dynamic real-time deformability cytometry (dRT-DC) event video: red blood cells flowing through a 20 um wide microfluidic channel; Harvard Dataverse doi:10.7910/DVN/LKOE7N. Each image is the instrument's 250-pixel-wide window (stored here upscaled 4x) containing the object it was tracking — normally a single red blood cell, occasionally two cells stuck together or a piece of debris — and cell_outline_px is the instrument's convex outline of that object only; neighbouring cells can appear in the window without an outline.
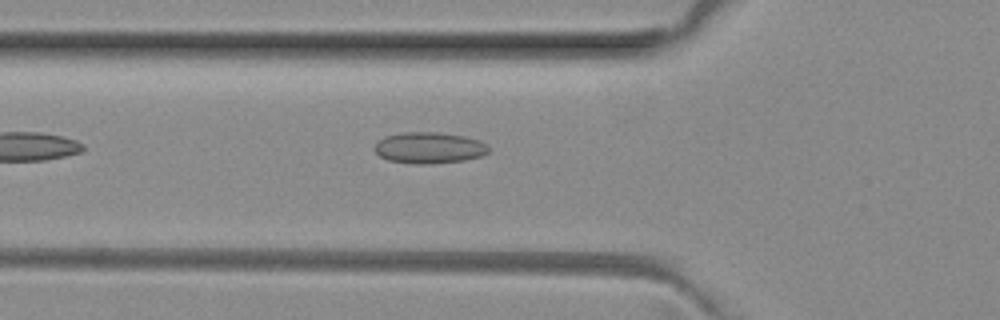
{"species": "common noctule bat (a hibernating species)", "species_latin": "Nyctalus noctula", "temperature_condition": "room temperature", "stored_images_in_passage": 33, "camera_frame_rate_fps": 3000, "um_per_image_px": 0.085, "animal": {"sex": "female", "body_mass_g": 29.2, "forearm_length_mm": 56.3}, "frame": {"image": 1, "passage_image": 2, "time_ms": 0.333, "image_size_px": [1000, 320], "cell_outline_px": [[488, 152], [484, 156], [464, 160], [432, 164], [416, 164], [388, 160], [380, 156], [372, 148], [384, 136], [404, 132], [436, 132], [464, 136], [480, 140], [488, 148]], "centroid_in_image_um": [36.47, 12.57], "position_along_channel_um": 89.3, "area_um2": 20.81}}
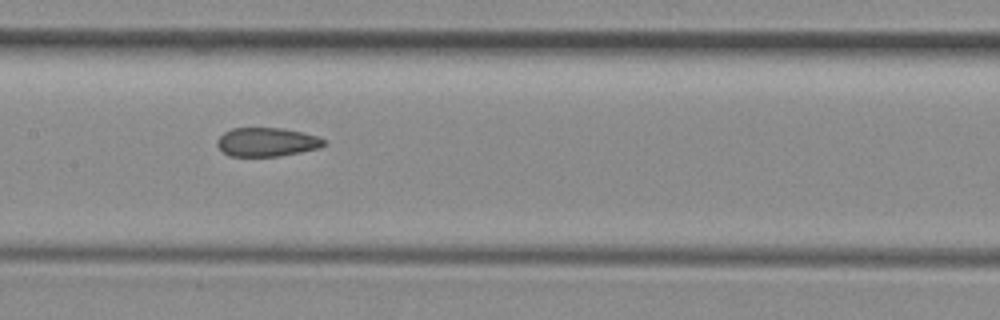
{"frame": {"image": 2, "passage_image": 9, "time_ms": 2.667, "image_size_px": [1000, 320], "cell_outline_px": [[328, 144], [320, 148], [300, 152], [276, 156], [232, 156], [224, 152], [216, 144], [216, 140], [224, 132], [232, 128], [284, 128], [316, 136], [324, 140]], "centroid_in_image_um": [22.68, 12.07], "position_along_channel_um": 184.7, "area_um2": 17.8}}
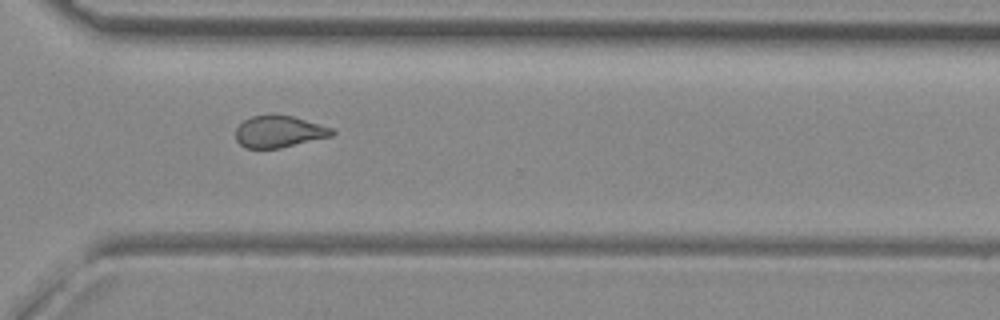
{"frame": {"image": 3, "passage_image": 21, "time_ms": 6.667, "image_size_px": [1000, 320], "cell_outline_px": [[336, 132], [332, 136], [280, 148], [244, 148], [236, 140], [236, 128], [244, 120], [252, 116], [292, 116], [320, 124], [332, 128]], "centroid_in_image_um": [23.72, 11.21], "position_along_channel_um": 346.9, "area_um2": 17.57}}